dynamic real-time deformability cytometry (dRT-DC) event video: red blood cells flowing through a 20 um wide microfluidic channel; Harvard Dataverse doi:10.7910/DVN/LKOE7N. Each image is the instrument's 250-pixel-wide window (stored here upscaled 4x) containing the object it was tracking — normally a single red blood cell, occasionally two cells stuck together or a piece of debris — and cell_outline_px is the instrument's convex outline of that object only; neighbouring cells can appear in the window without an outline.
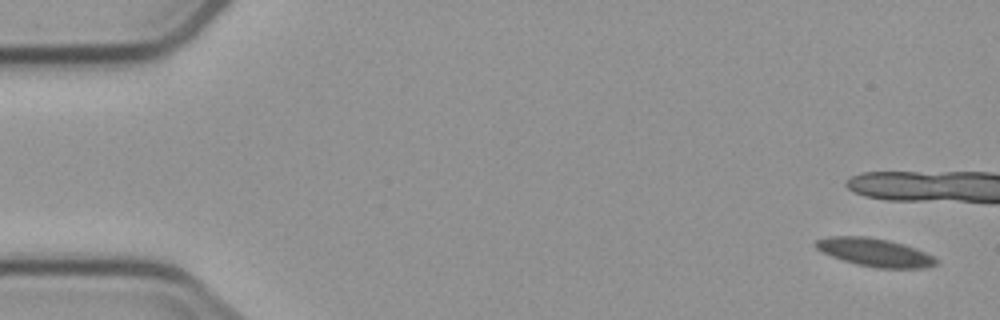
{"species": "common noctule bat (a hibernating species)", "species_latin": "Nyctalus noctula", "temperature_condition": "cold", "stored_images_in_passage": 3, "segment_of_instrument_passage": [2, 2], "camera_frame_rate_fps": 3000, "um_per_image_px": 0.085, "animal": {"sex": "male", "body_mass_g": 23.1, "forearm_length_mm": 52.7}, "frame": {"image": 1, "passage_image": 3, "time_ms": 2.333, "image_size_px": [1000, 320], "cell_outline_px": [[940, 264], [924, 268], [876, 268], [856, 264], [832, 256], [816, 248], [812, 244], [816, 240], [828, 236], [864, 236], [888, 240], [904, 244], [916, 248], [940, 260]], "centroid_in_image_um": [74.39, 21.45], "position_along_channel_um": 10.6, "area_um2": 19.83}}